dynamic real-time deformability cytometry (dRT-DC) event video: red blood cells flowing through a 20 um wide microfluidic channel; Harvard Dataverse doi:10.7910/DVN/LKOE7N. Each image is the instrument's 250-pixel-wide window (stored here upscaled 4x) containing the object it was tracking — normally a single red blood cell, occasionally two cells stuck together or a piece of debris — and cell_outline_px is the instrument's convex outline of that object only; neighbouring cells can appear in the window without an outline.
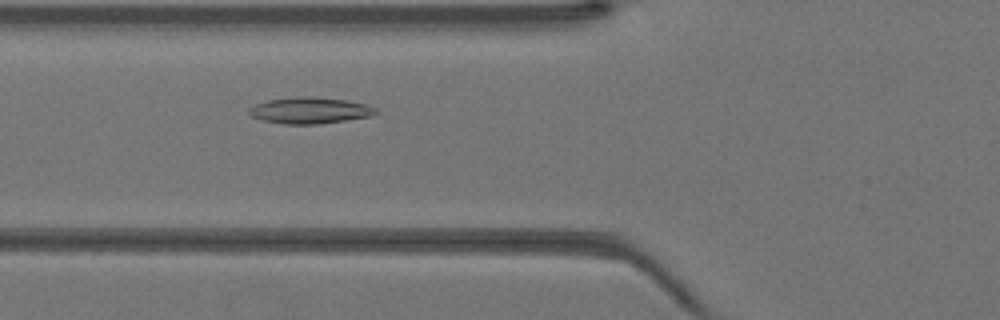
{"species": "Egyptian fruit bat (a non-hibernating species)", "species_latin": "Rousettus aegyptiacus", "temperature_condition": "warm", "stored_images_in_passage": 33, "camera_frame_rate_fps": 3000, "um_per_image_px": 0.085, "animal": {"sex": "female"}, "frame": {"image": 1, "passage_image": 6, "time_ms": 1.667, "image_size_px": [1000, 320], "cell_outline_px": [[380, 112], [372, 116], [316, 124], [284, 124], [264, 120], [252, 116], [248, 112], [248, 108], [256, 104], [268, 100], [296, 96], [312, 96], [344, 100], [364, 104], [376, 108]], "centroid_in_image_um": [26.34, 9.38], "position_along_channel_um": 99.5, "area_um2": 19.31}}
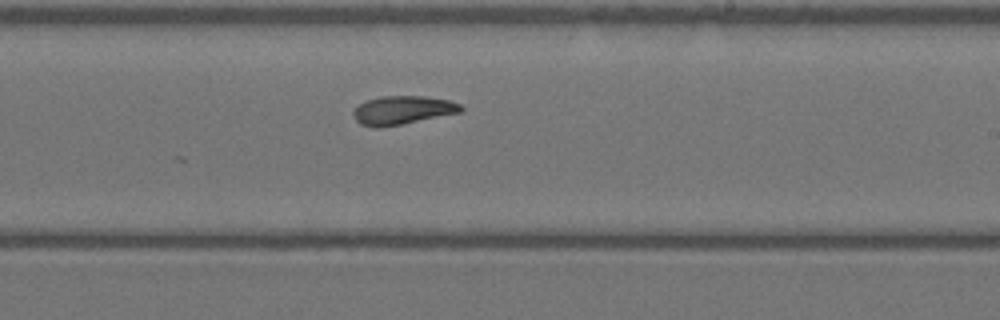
{"frame": {"image": 2, "passage_image": 16, "time_ms": 5.0, "image_size_px": [1000, 320], "cell_outline_px": [[464, 108], [460, 112], [400, 124], [376, 128], [360, 124], [356, 120], [352, 112], [360, 104], [368, 100], [380, 96], [424, 96], [448, 100], [460, 104]], "centroid_in_image_um": [34.2, 9.36], "position_along_channel_um": 254.8, "area_um2": 17.57}}
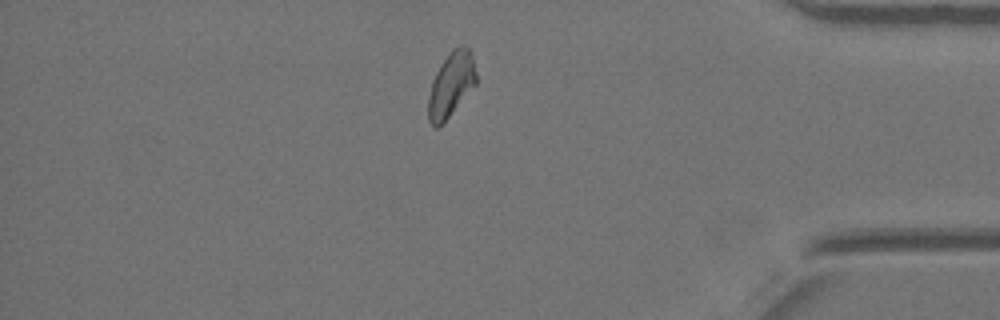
{"frame": {"image": 3, "passage_image": 27, "time_ms": 8.667, "image_size_px": [1000, 320], "cell_outline_px": [[476, 84], [448, 116], [436, 128], [432, 128], [428, 120], [428, 96], [432, 80], [440, 64], [448, 52], [452, 48], [460, 44], [464, 44], [468, 48], [472, 56], [476, 72]], "centroid_in_image_um": [38.32, 7.14], "position_along_channel_um": 396.9, "area_um2": 17.98}}